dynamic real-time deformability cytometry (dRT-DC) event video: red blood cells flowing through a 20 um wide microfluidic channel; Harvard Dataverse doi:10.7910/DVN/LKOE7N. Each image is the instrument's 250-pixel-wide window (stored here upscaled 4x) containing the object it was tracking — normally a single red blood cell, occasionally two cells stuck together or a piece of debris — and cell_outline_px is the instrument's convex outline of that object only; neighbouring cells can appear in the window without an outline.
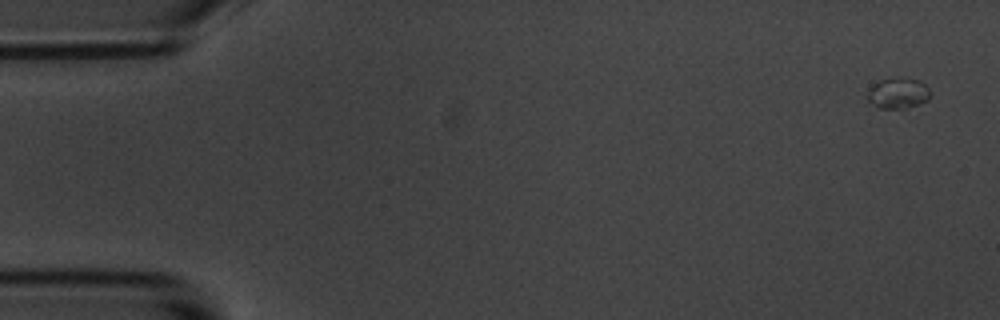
{"species": "common noctule bat (a hibernating species)", "species_latin": "Nyctalus noctula", "temperature_condition": "room temperature", "stored_images_in_passage": 3, "camera_frame_rate_fps": 3000, "um_per_image_px": 0.085, "animal": {"sex": "male", "body_mass_g": 20.1, "forearm_length_mm": 53.5}, "frame": {"image": 1, "passage_image": 1, "time_ms": 0.0, "image_size_px": [1000, 320], "cell_outline_px": [[928, 100], [904, 108], [876, 108], [868, 100], [868, 92], [872, 84], [880, 80], [900, 76], [920, 80], [928, 88]], "centroid_in_image_um": [76.29, 7.89], "position_along_channel_um": 8.7, "area_um2": 11.21}}